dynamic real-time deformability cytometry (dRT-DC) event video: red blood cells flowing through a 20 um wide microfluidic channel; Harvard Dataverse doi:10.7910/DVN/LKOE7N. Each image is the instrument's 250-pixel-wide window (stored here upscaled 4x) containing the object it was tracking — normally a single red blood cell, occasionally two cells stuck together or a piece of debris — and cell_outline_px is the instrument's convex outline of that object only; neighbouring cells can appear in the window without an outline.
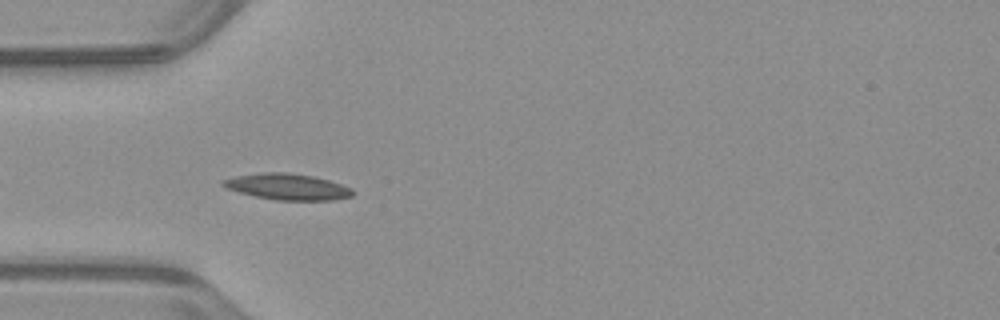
{"species": "common noctule bat (a hibernating species)", "species_latin": "Nyctalus noctula", "temperature_condition": "warm", "stored_images_in_passage": 15, "camera_frame_rate_fps": 3000, "um_per_image_px": 0.085, "animal": {"sex": "male", "body_mass_g": 23.1, "forearm_length_mm": 52.7}, "frame": {"image": 1, "passage_image": 3, "time_ms": 0.667, "image_size_px": [1000, 320], "cell_outline_px": [[356, 192], [352, 196], [332, 200], [276, 200], [256, 196], [240, 192], [228, 188], [220, 184], [220, 180], [236, 176], [264, 172], [288, 172], [312, 176], [328, 180], [352, 188]], "centroid_in_image_um": [24.45, 15.87], "position_along_channel_um": 60.6, "area_um2": 19.65}}
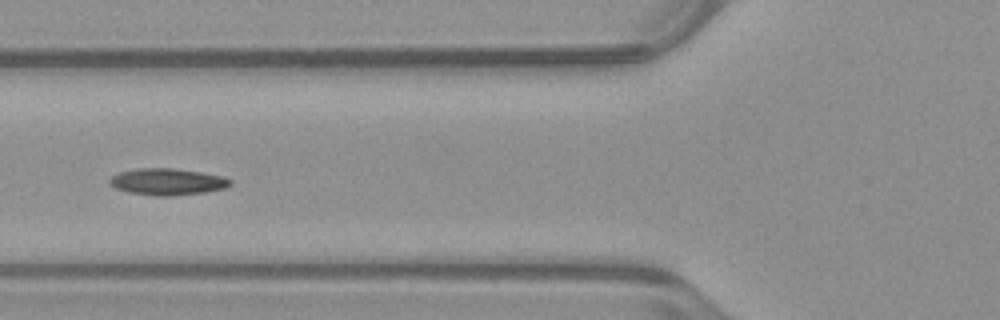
{"frame": {"image": 2, "passage_image": 7, "time_ms": 2.0, "image_size_px": [1000, 320], "cell_outline_px": [[232, 184], [224, 188], [204, 192], [172, 196], [152, 196], [128, 192], [116, 188], [108, 180], [112, 176], [120, 172], [136, 168], [172, 168], [200, 172], [224, 176], [232, 180]], "centroid_in_image_um": [14.24, 15.45], "position_along_channel_um": 111.6, "area_um2": 18.73}}
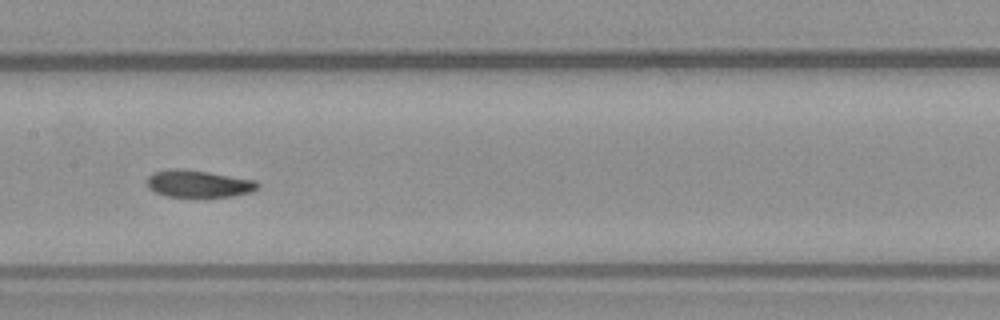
{"frame": {"image": 3, "passage_image": 13, "time_ms": 4.0, "image_size_px": [1000, 320], "cell_outline_px": [[260, 188], [252, 192], [232, 196], [168, 196], [156, 192], [148, 188], [148, 176], [152, 172], [172, 168], [184, 168], [256, 180], [260, 184]], "centroid_in_image_um": [16.9, 15.6], "position_along_channel_um": 190.5, "area_um2": 17.51}}